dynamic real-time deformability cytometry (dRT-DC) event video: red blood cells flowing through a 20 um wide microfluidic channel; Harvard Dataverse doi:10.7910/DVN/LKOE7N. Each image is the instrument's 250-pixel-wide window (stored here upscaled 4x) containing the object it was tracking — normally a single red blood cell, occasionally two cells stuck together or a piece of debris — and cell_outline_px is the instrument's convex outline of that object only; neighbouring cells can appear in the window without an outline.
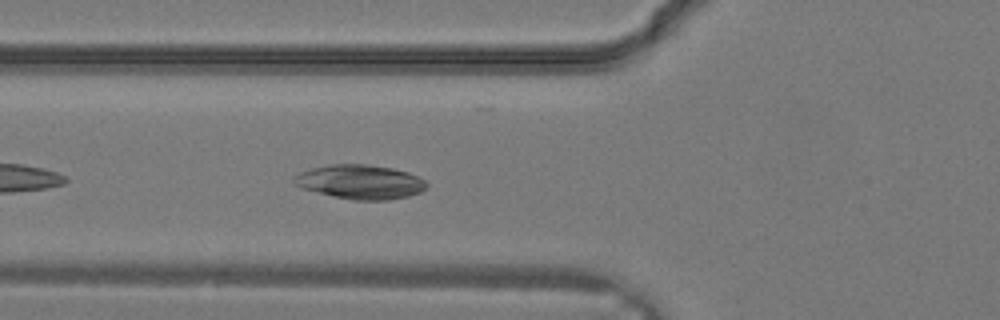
{"species": "common noctule bat (a hibernating species)", "species_latin": "Nyctalus noctula", "temperature_condition": "warm", "stored_images_in_passage": 7, "camera_frame_rate_fps": 3000, "um_per_image_px": 0.085, "animal": {"sex": "male", "body_mass_g": 19.2, "forearm_length_mm": 51.8}, "frame": {"image": 1, "passage_image": 3, "time_ms": 0.667, "image_size_px": [1000, 320], "cell_outline_px": [[428, 184], [420, 192], [408, 196], [388, 200], [356, 200], [336, 196], [304, 188], [296, 184], [292, 180], [300, 172], [312, 168], [328, 164], [368, 164], [392, 168], [408, 172], [424, 180]], "centroid_in_image_um": [30.65, 15.45], "position_along_channel_um": 95.2, "area_um2": 26.01}}
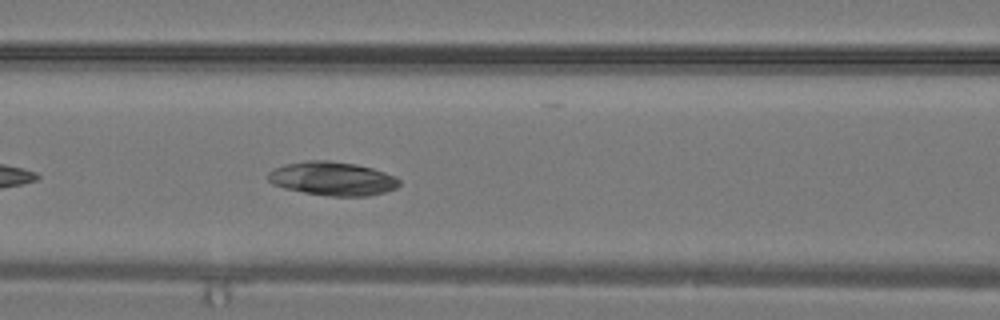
{"frame": {"image": 2, "passage_image": 5, "time_ms": 1.333, "image_size_px": [1000, 320], "cell_outline_px": [[400, 184], [396, 188], [384, 192], [368, 196], [328, 196], [304, 192], [284, 188], [272, 184], [268, 180], [268, 172], [272, 168], [284, 164], [308, 160], [328, 160], [356, 164], [372, 168], [396, 176], [400, 180]], "centroid_in_image_um": [28.24, 15.18], "position_along_channel_um": 138.4, "area_um2": 25.95}}
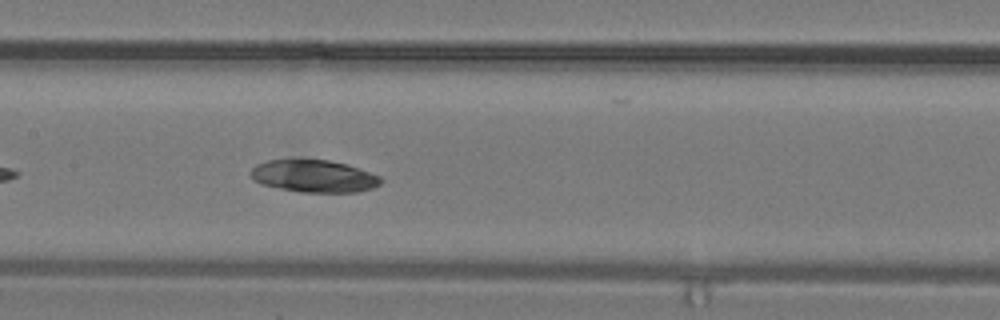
{"frame": {"image": 3, "passage_image": 7, "time_ms": 2.0, "image_size_px": [1000, 320], "cell_outline_px": [[384, 180], [380, 184], [372, 188], [356, 192], [304, 192], [280, 188], [260, 184], [252, 180], [248, 172], [256, 164], [268, 160], [296, 156], [300, 156], [328, 160], [344, 164], [380, 176]], "centroid_in_image_um": [26.59, 14.92], "position_along_channel_um": 180.8, "area_um2": 25.26}}